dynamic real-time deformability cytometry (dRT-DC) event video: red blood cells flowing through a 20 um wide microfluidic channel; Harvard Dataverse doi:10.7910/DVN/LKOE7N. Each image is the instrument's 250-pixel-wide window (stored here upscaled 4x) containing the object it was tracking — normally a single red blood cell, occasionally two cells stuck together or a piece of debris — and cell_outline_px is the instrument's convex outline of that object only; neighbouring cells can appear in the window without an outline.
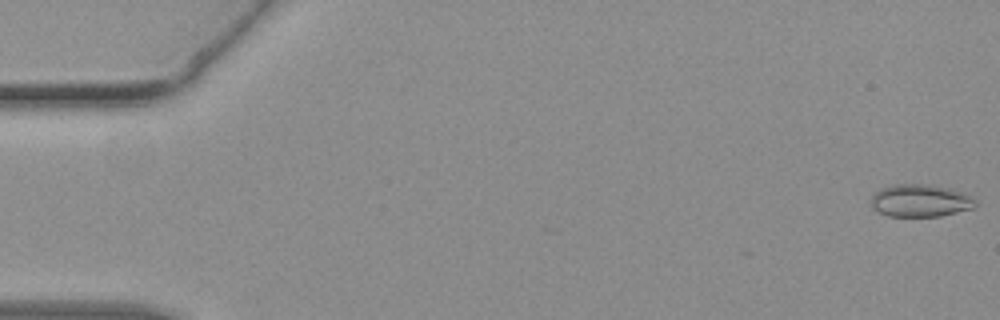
{"species": "common noctule bat (a hibernating species)", "species_latin": "Nyctalus noctula", "temperature_condition": "warm", "stored_images_in_passage": 9, "camera_frame_rate_fps": 3000, "um_per_image_px": 0.085, "animal": {"sex": "female", "body_mass_g": 19.3, "forearm_length_mm": 54.1}, "frame": {"image": 1, "passage_image": 1, "time_ms": 0.0, "image_size_px": [1000, 320], "cell_outline_px": [[976, 204], [972, 208], [940, 216], [888, 216], [876, 212], [872, 208], [872, 196], [880, 188], [892, 184], [924, 184], [944, 188], [968, 196], [976, 200]], "centroid_in_image_um": [78.13, 17.07], "position_along_channel_um": 6.9, "area_um2": 19.36}}